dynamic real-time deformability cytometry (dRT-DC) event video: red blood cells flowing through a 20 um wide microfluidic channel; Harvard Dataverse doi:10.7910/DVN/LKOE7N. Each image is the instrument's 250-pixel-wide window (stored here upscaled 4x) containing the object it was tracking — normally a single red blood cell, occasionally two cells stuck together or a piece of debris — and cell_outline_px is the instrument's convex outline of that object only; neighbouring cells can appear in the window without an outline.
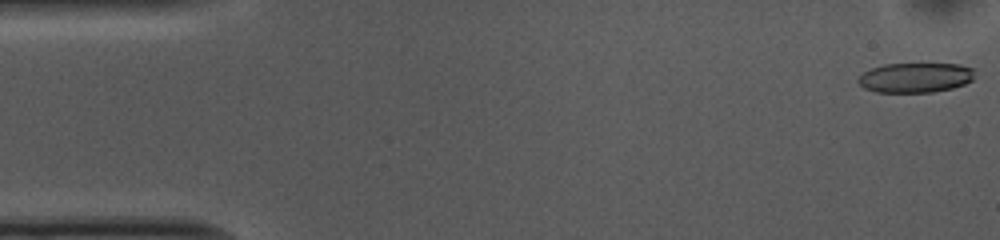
{"species": "common noctule bat (a hibernating species)", "species_latin": "Nyctalus noctula", "temperature_condition": "cold", "stored_images_in_passage": 53, "camera_frame_rate_fps": 3000, "um_per_image_px": 0.085, "animal": {"sex": "female", "body_mass_g": 10.0, "forearm_length_mm": 53.1}, "frame": {"image": 1, "passage_image": 1, "time_ms": 0.0, "image_size_px": [1000, 240], "cell_outline_px": [[976, 68], [972, 80], [964, 84], [952, 88], [932, 92], [876, 92], [864, 88], [856, 80], [864, 72], [872, 68], [884, 64], [960, 64]], "centroid_in_image_um": [77.83, 6.59], "position_along_channel_um": 7.2, "area_um2": 20.29}}
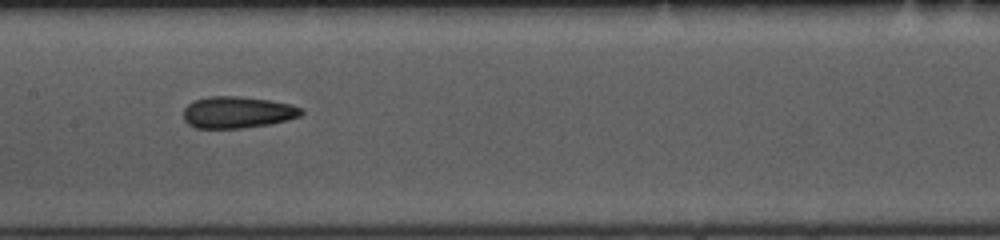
{"frame": {"image": 2, "passage_image": 25, "time_ms": 8.0, "image_size_px": [1000, 240], "cell_outline_px": [[304, 112], [300, 116], [288, 120], [268, 124], [240, 128], [196, 128], [188, 124], [184, 120], [184, 108], [192, 100], [208, 96], [240, 96], [268, 100], [288, 104], [300, 108]], "centroid_in_image_um": [20.14, 9.54], "position_along_channel_um": 187.3, "area_um2": 21.68}}
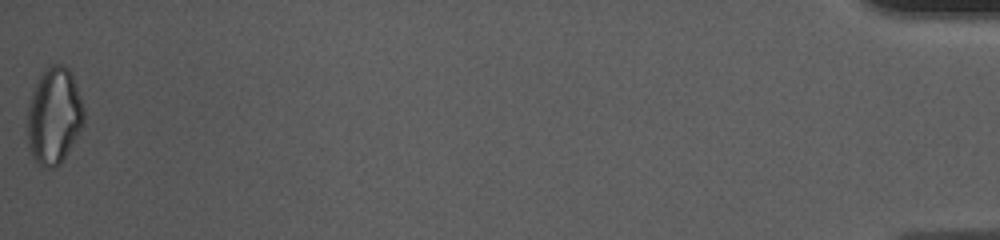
{"frame": {"image": 3, "passage_image": 53, "time_ms": 17.333, "image_size_px": [1000, 240], "cell_outline_px": [[84, 124], [60, 164], [52, 168], [48, 168], [40, 164], [36, 160], [28, 148], [28, 104], [32, 88], [44, 68], [52, 64], [64, 64], [72, 72], [84, 108]], "centroid_in_image_um": [4.59, 9.79], "position_along_channel_um": 430.6, "area_um2": 31.96}, "authors_computed_cell_mechanics": {"area_um2": 22.1952, "velocity_mm_per_s": 3.7145, "shape_relaxation_time_tau1_ms": 8.1001, "shape_relaxation_time_tau2_ms": 3.6302, "deformation_change_tau1": 0.172, "deformation_change_tau2": 0.1257}}